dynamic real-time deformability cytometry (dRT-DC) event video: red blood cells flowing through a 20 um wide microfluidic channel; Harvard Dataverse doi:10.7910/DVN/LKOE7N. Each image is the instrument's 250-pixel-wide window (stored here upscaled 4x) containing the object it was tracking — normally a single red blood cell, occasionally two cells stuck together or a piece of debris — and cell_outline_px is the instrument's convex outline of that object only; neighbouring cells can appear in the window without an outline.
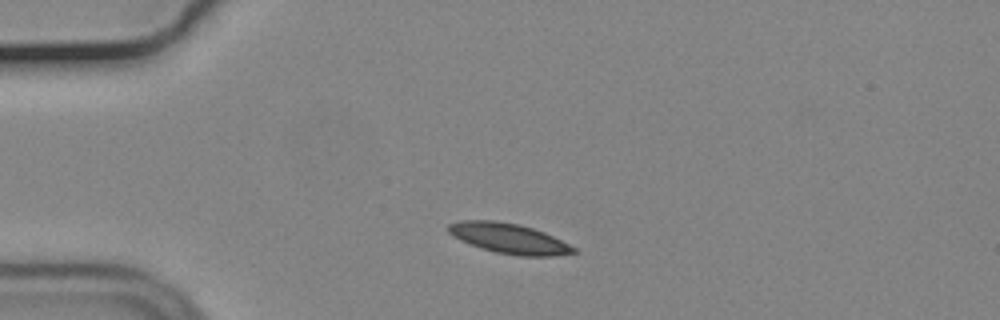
{"species": "common noctule bat (a hibernating species)", "species_latin": "Nyctalus noctula", "temperature_condition": "cold", "stored_images_in_passage": 43, "camera_frame_rate_fps": 3000, "um_per_image_px": 0.085, "animal": {"sex": "male", "body_mass_g": 19.2, "forearm_length_mm": 51.8}, "frame": {"image": 1, "passage_image": 1, "time_ms": 0.0, "image_size_px": [1000, 320], "cell_outline_px": [[580, 252], [552, 256], [520, 256], [496, 252], [460, 240], [452, 236], [448, 232], [448, 224], [460, 220], [496, 220], [520, 224], [544, 232], [576, 248]], "centroid_in_image_um": [43.26, 20.25], "position_along_channel_um": 41.7, "area_um2": 21.91}}
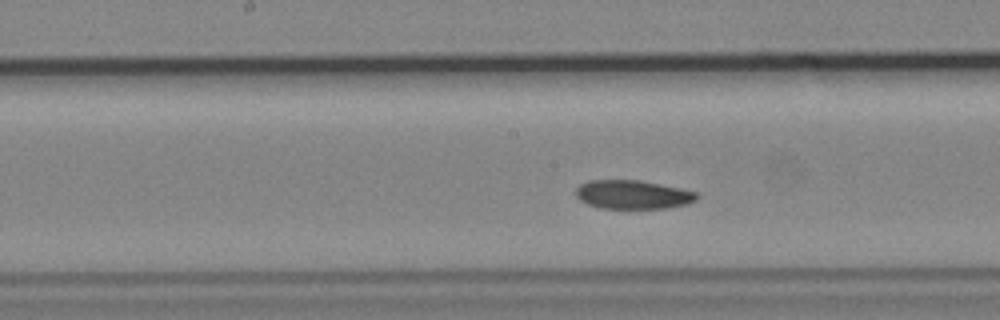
{"frame": {"image": 2, "passage_image": 16, "time_ms": 5.0, "image_size_px": [1000, 320], "cell_outline_px": [[700, 196], [696, 200], [688, 204], [664, 208], [600, 208], [588, 204], [580, 200], [576, 196], [576, 188], [580, 184], [588, 180], [640, 180], [680, 188], [696, 192]], "centroid_in_image_um": [53.79, 16.53], "position_along_channel_um": 194.4, "area_um2": 20.29}}
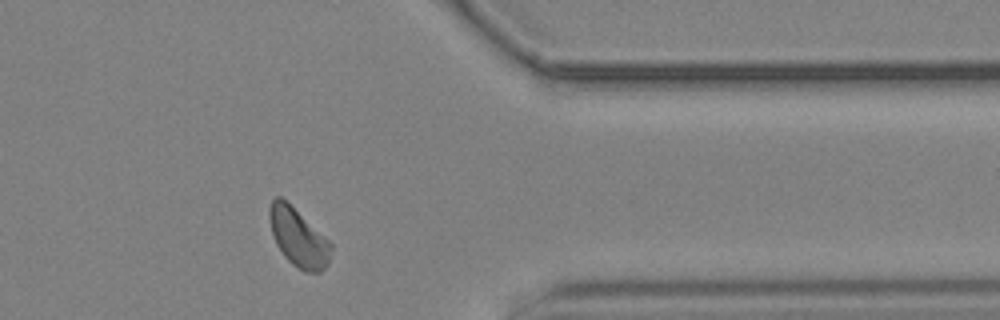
{"frame": {"image": 3, "passage_image": 33, "time_ms": 10.667, "image_size_px": [1000, 320], "cell_outline_px": [[332, 248], [328, 264], [320, 272], [304, 272], [292, 264], [284, 256], [276, 244], [272, 232], [268, 216], [268, 208], [272, 200], [276, 196], [280, 196], [328, 240], [332, 244]], "centroid_in_image_um": [25.34, 20.21], "position_along_channel_um": 386.1, "area_um2": 20.52}, "authors_computed_cell_mechanics": {"area_um2": 20.808, "velocity_mm_per_s": 3.6383, "shape_relaxation_time_tau1_ms": 7.2587, "shape_relaxation_time_tau2_ms": null, "deformation_change_tau1": 0.1106, "deformation_change_tau2": null}}